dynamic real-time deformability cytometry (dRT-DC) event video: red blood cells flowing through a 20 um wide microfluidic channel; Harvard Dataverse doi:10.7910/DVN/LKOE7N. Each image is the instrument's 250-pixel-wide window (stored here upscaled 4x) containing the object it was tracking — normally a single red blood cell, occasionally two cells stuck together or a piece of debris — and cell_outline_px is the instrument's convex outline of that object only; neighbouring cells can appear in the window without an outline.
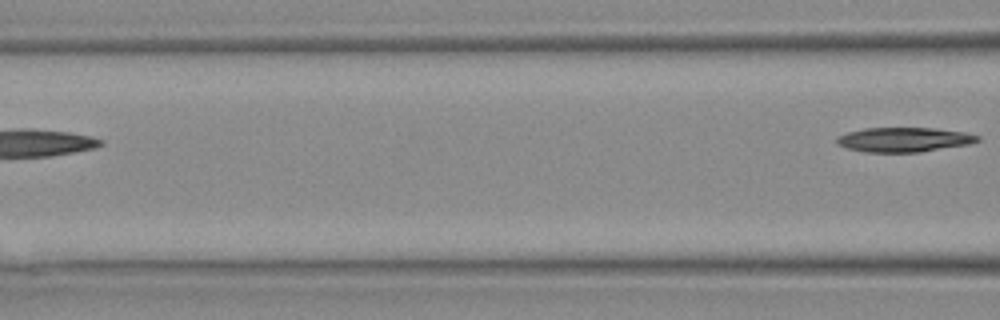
{"species": "Egyptian fruit bat (a non-hibernating species)", "species_latin": "Rousettus aegyptiacus", "temperature_condition": "warm", "stored_images_in_passage": 5, "segment_of_instrument_passage": [2, 2], "camera_frame_rate_fps": 3000, "um_per_image_px": 0.085, "animal": {"sex": "female"}, "frame": {"image": 1, "passage_image": 5, "time_ms": 1.333, "image_size_px": [1000, 320], "cell_outline_px": [[980, 140], [968, 144], [920, 152], [864, 152], [844, 148], [836, 144], [836, 136], [848, 132], [864, 128], [932, 128], [964, 132], [980, 136]], "centroid_in_image_um": [76.77, 11.87], "position_along_channel_um": 89.8, "area_um2": 20.17}}